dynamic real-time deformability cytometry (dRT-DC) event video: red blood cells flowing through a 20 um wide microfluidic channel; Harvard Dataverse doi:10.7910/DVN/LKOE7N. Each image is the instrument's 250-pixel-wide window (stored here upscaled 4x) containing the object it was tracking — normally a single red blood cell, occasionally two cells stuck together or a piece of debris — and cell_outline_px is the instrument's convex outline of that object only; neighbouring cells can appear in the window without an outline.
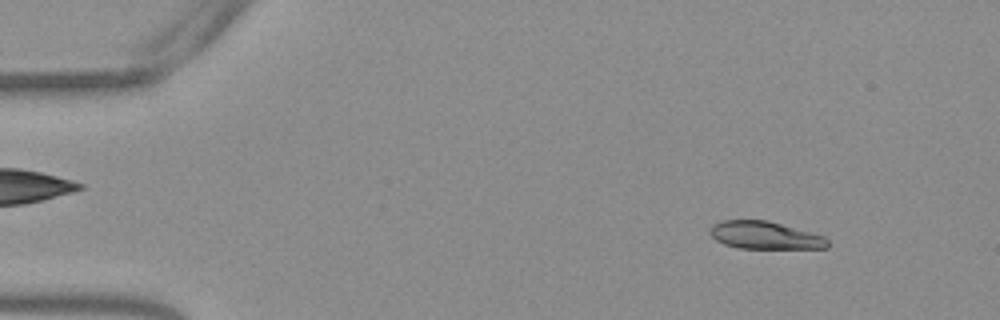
{"species": "Egyptian fruit bat (a non-hibernating species)", "species_latin": "Rousettus aegyptiacus", "temperature_condition": "warm", "stored_images_in_passage": 53, "camera_frame_rate_fps": 3000, "um_per_image_px": 0.085, "frame": {"image": 1, "passage_image": 6, "time_ms": 1.667, "image_size_px": [1000, 320], "cell_outline_px": [[828, 248], [736, 248], [724, 244], [716, 240], [708, 232], [708, 228], [712, 224], [724, 220], [768, 220], [824, 236], [828, 240]], "centroid_in_image_um": [64.97, 19.99], "position_along_channel_um": 20.0, "area_um2": 18.96}}
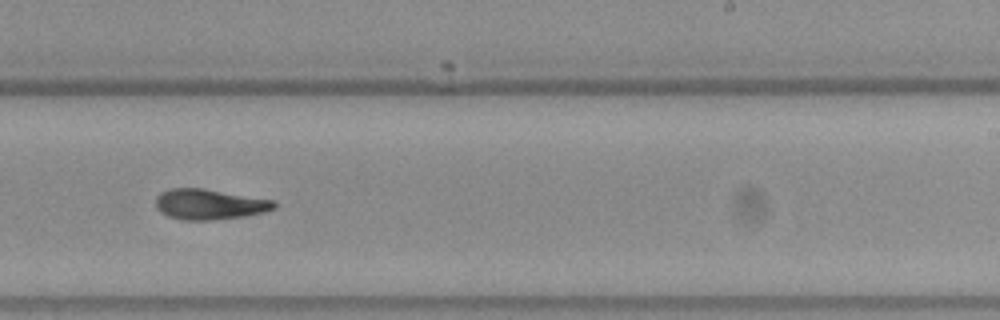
{"frame": {"image": 2, "passage_image": 33, "time_ms": 10.667, "image_size_px": [1000, 320], "cell_outline_px": [[276, 208], [264, 212], [244, 216], [212, 220], [184, 220], [168, 216], [160, 212], [156, 208], [156, 196], [160, 192], [168, 188], [204, 188], [276, 200]], "centroid_in_image_um": [17.8, 17.35], "position_along_channel_um": 271.2, "area_um2": 21.27}}
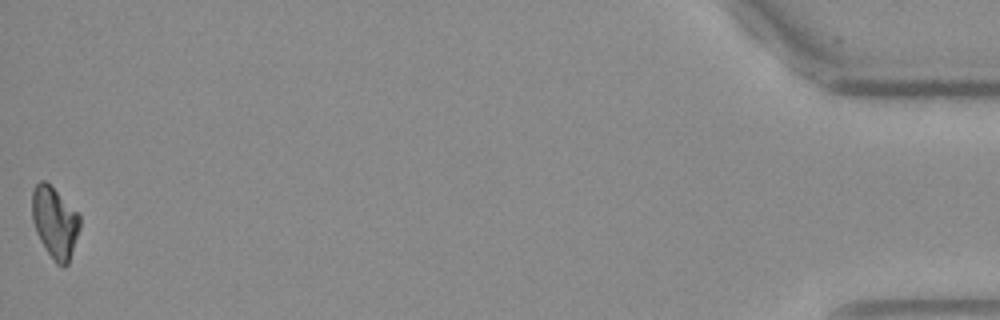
{"frame": {"image": 3, "passage_image": 53, "time_ms": 17.333, "image_size_px": [1000, 320], "cell_outline_px": [[80, 228], [68, 264], [64, 268], [56, 264], [40, 240], [36, 232], [32, 220], [32, 192], [36, 184], [40, 180], [44, 180], [80, 216]], "centroid_in_image_um": [4.65, 18.95], "position_along_channel_um": 430.6, "area_um2": 19.48}, "authors_computed_cell_mechanics": {"area_um2": 20.5768, "velocity_mm_per_s": 3.8274, "shape_relaxation_time_tau1_ms": null, "shape_relaxation_time_tau2_ms": 5.2093, "deformation_change_tau1": null, "deformation_change_tau2": 0.0992}}